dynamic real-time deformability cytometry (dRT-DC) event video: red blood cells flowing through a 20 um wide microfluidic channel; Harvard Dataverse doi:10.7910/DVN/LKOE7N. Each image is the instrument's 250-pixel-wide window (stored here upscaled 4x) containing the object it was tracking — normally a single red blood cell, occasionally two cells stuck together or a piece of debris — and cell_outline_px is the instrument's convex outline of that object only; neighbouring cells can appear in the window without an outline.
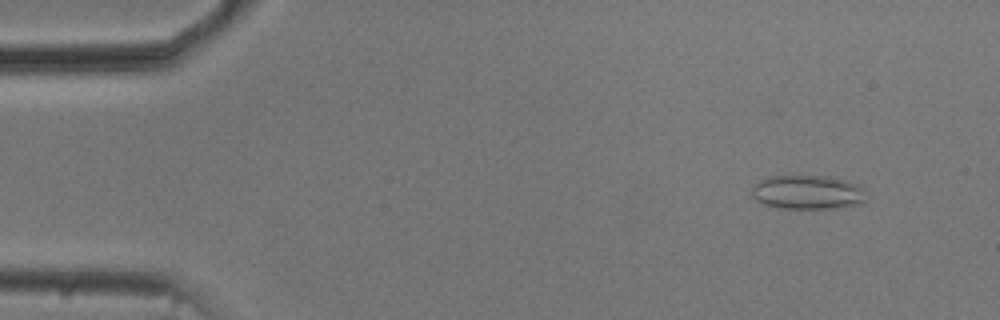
{"species": "common noctule bat (a hibernating species)", "species_latin": "Nyctalus noctula", "temperature_condition": "cold", "stored_images_in_passage": 51, "camera_frame_rate_fps": 3000, "um_per_image_px": 0.085, "animal": {"sex": "male", "body_mass_g": 20.5, "forearm_length_mm": 52.5}, "frame": {"image": 1, "passage_image": 3, "time_ms": 0.667, "image_size_px": [1000, 320], "cell_outline_px": [[868, 196], [860, 204], [840, 208], [776, 208], [764, 204], [756, 200], [752, 196], [752, 184], [768, 176], [828, 176], [848, 180], [864, 188]], "centroid_in_image_um": [68.66, 16.34], "position_along_channel_um": 16.3, "area_um2": 23.12}}
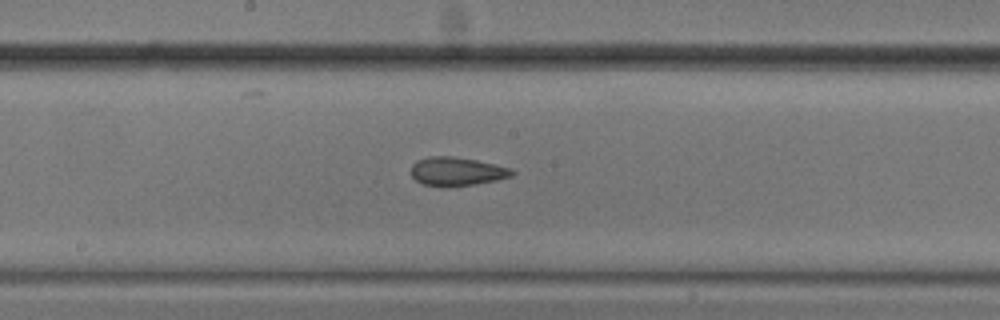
{"frame": {"image": 2, "passage_image": 26, "time_ms": 8.333, "image_size_px": [1000, 320], "cell_outline_px": [[516, 172], [512, 176], [496, 180], [476, 184], [448, 188], [440, 188], [424, 184], [416, 180], [412, 176], [412, 164], [416, 160], [432, 156], [452, 156], [476, 160], [512, 168]], "centroid_in_image_um": [38.83, 14.59], "position_along_channel_um": 209.4, "area_um2": 17.11}}
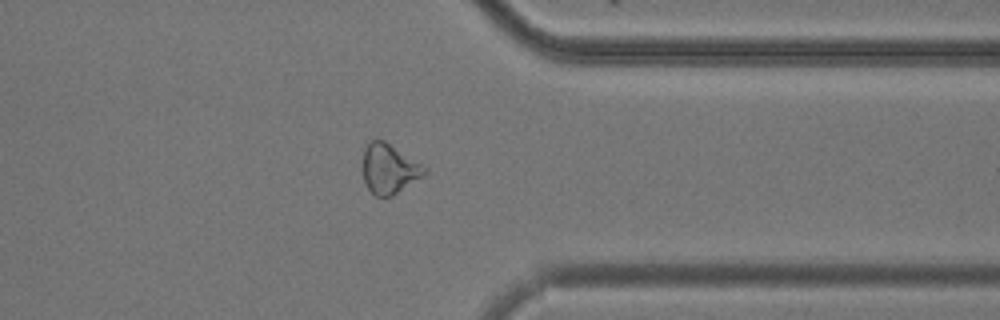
{"frame": {"image": 3, "passage_image": 40, "time_ms": 13.0, "image_size_px": [1000, 320], "cell_outline_px": [[428, 172], [424, 176], [392, 196], [376, 196], [368, 188], [364, 180], [360, 164], [364, 148], [372, 140], [384, 140], [420, 164]], "centroid_in_image_um": [33.02, 14.35], "position_along_channel_um": 378.4, "area_um2": 17.86}, "authors_computed_cell_mechanics": {"area_um2": 18.6116, "velocity_mm_per_s": 3.7563, "shape_relaxation_time_tau1_ms": null, "shape_relaxation_time_tau2_ms": 2.2433, "deformation_change_tau1": null, "deformation_change_tau2": 0.066}}